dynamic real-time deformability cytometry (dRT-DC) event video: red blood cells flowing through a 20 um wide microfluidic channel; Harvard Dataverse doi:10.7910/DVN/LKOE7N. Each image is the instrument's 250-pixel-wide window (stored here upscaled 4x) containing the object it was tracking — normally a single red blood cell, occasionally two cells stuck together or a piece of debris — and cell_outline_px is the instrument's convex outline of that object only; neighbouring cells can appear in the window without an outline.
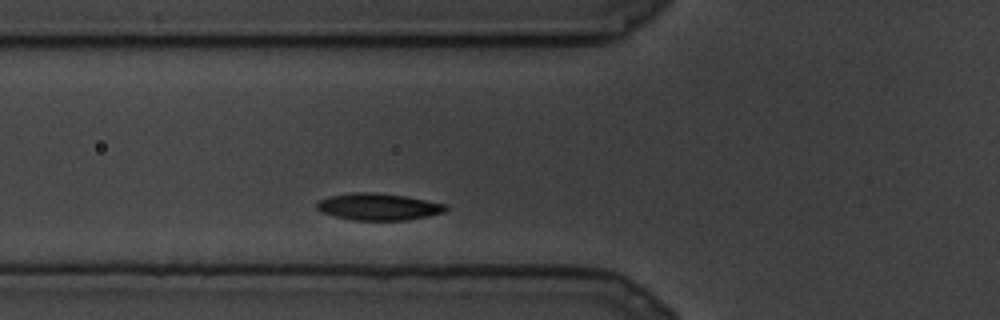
{"species": "common noctule bat (a hibernating species)", "species_latin": "Nyctalus noctula", "temperature_condition": "cold", "stored_images_in_passage": 16, "camera_frame_rate_fps": 3000, "um_per_image_px": 0.085, "animal": {"sex": "male", "body_mass_g": 19.5, "forearm_length_mm": 54.6}, "frame": {"image": 1, "passage_image": 2, "time_ms": 0.333, "image_size_px": [1000, 320], "cell_outline_px": [[448, 208], [444, 212], [428, 216], [404, 220], [352, 220], [320, 212], [316, 208], [316, 204], [320, 200], [328, 196], [352, 192], [376, 192], [404, 196], [448, 204]], "centroid_in_image_um": [32.15, 17.56], "position_along_channel_um": 93.6, "area_um2": 20.23}}
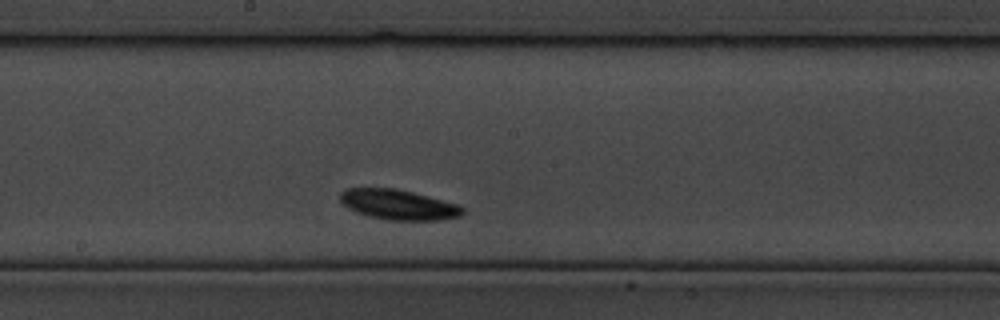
{"frame": {"image": 2, "passage_image": 8, "time_ms": 2.333, "image_size_px": [1000, 320], "cell_outline_px": [[464, 212], [460, 216], [436, 220], [384, 220], [368, 216], [356, 212], [348, 208], [340, 200], [340, 192], [348, 188], [396, 188], [428, 196], [456, 204], [464, 208]], "centroid_in_image_um": [33.83, 17.4], "position_along_channel_um": 214.4, "area_um2": 21.39}}
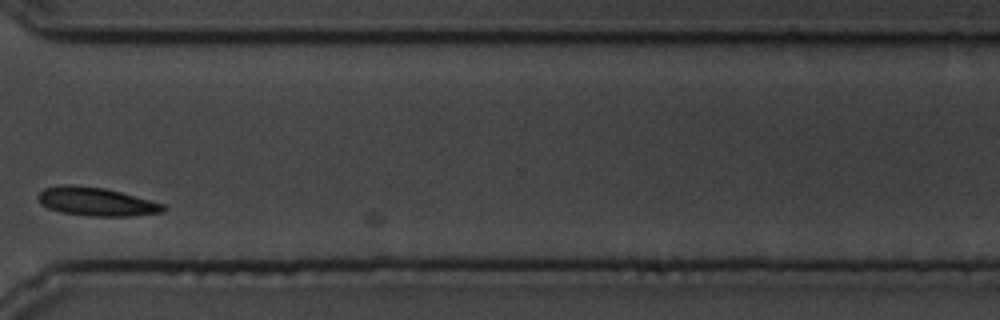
{"frame": {"image": 3, "passage_image": 14, "time_ms": 4.333, "image_size_px": [1000, 320], "cell_outline_px": [[168, 208], [164, 212], [132, 216], [88, 216], [60, 212], [48, 208], [40, 204], [36, 196], [44, 188], [64, 184], [72, 184], [104, 188], [168, 204]], "centroid_in_image_um": [8.21, 17.14], "position_along_channel_um": 362.4, "area_um2": 21.15}}